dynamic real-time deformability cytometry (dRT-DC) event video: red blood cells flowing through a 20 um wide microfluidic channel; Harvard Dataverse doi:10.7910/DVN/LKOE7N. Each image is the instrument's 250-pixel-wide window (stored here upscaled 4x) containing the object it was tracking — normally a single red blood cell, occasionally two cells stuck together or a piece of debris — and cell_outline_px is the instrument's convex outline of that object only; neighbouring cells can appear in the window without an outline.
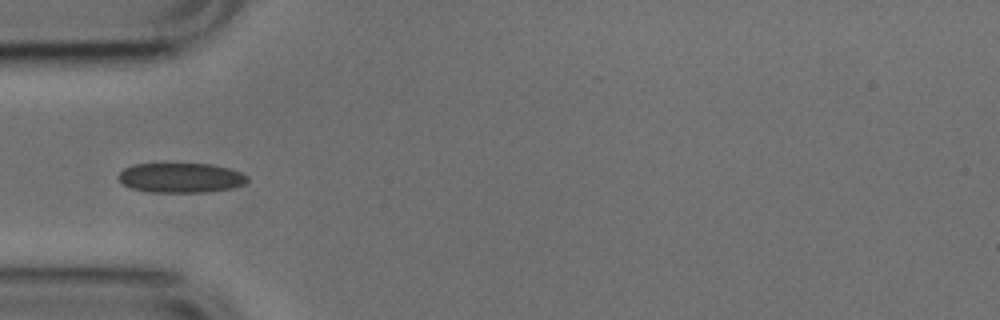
{"species": "common noctule bat (a hibernating species)", "species_latin": "Nyctalus noctula", "temperature_condition": "cold", "stored_images_in_passage": 37, "camera_frame_rate_fps": 3000, "um_per_image_px": 0.085, "animal": {"sex": "male", "body_mass_g": 17.9, "forearm_length_mm": 54.2}, "frame": {"image": 1, "passage_image": 1, "time_ms": 0.0, "image_size_px": [1000, 320], "cell_outline_px": [[248, 180], [244, 184], [232, 188], [204, 192], [148, 192], [132, 188], [124, 184], [116, 176], [124, 168], [132, 164], [212, 164], [228, 168], [240, 172], [248, 176]], "centroid_in_image_um": [15.36, 15.11], "position_along_channel_um": 69.6, "area_um2": 22.31}}
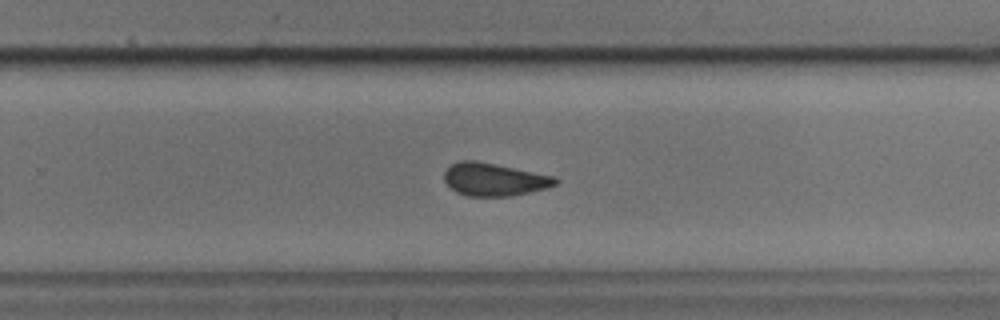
{"frame": {"image": 2, "passage_image": 18, "time_ms": 5.667, "image_size_px": [1000, 320], "cell_outline_px": [[560, 180], [556, 184], [544, 188], [528, 192], [508, 196], [468, 196], [456, 192], [444, 180], [444, 172], [452, 164], [460, 160], [476, 160], [556, 176]], "centroid_in_image_um": [42.0, 15.24], "position_along_channel_um": 287.8, "area_um2": 21.15}}
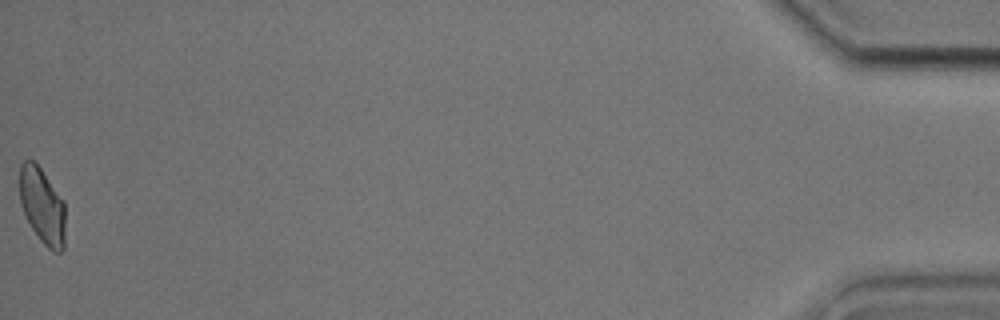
{"frame": {"image": 3, "passage_image": 37, "time_ms": 12.0, "image_size_px": [1000, 320], "cell_outline_px": [[64, 248], [60, 252], [52, 252], [40, 240], [32, 228], [20, 204], [20, 164], [24, 160], [32, 160], [40, 168], [64, 200]], "centroid_in_image_um": [3.6, 17.5], "position_along_channel_um": 431.6, "area_um2": 20.06}, "authors_computed_cell_mechanics": {"area_um2": 21.7906, "velocity_mm_per_s": 3.8408, "shape_relaxation_time_tau1_ms": 7.7969, "shape_relaxation_time_tau2_ms": 2.0474, "deformation_change_tau1": 0.1091, "deformation_change_tau2": 0.0567}}